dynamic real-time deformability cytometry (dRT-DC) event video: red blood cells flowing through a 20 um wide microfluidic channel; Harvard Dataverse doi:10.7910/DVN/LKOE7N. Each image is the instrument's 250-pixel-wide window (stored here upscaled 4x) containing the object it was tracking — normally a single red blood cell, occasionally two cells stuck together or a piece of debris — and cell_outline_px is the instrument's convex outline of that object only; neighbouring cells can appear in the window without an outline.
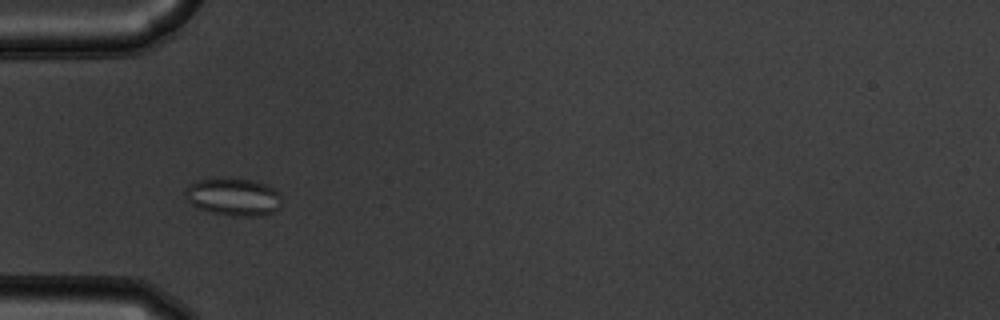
{"species": "common noctule bat (a hibernating species)", "species_latin": "Nyctalus noctula", "temperature_condition": "warm", "stored_images_in_passage": 38, "camera_frame_rate_fps": 3000, "um_per_image_px": 0.085, "animal": {"sex": "male", "body_mass_g": 19.5, "forearm_length_mm": 54.6}, "frame": {"image": 1, "passage_image": 1, "time_ms": 0.0, "image_size_px": [1000, 320], "cell_outline_px": [[280, 208], [272, 212], [256, 216], [232, 216], [212, 212], [200, 208], [192, 204], [184, 196], [184, 192], [188, 184], [196, 180], [216, 176], [256, 180], [268, 184], [280, 196]], "centroid_in_image_um": [19.8, 16.69], "position_along_channel_um": 65.2, "area_um2": 21.56}}
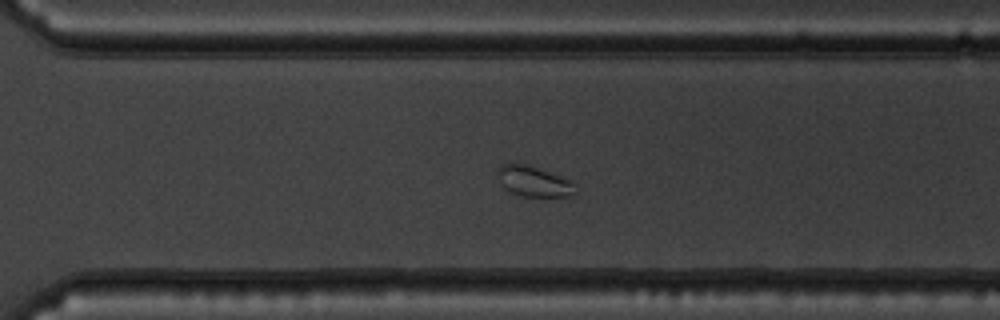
{"frame": {"image": 2, "passage_image": 22, "time_ms": 7.0, "image_size_px": [1000, 320], "cell_outline_px": [[576, 192], [572, 196], [520, 196], [504, 188], [496, 172], [496, 168], [500, 164], [516, 160], [520, 160], [532, 164], [572, 180]], "centroid_in_image_um": [45.32, 15.33], "position_along_channel_um": 325.3, "area_um2": 14.57}}
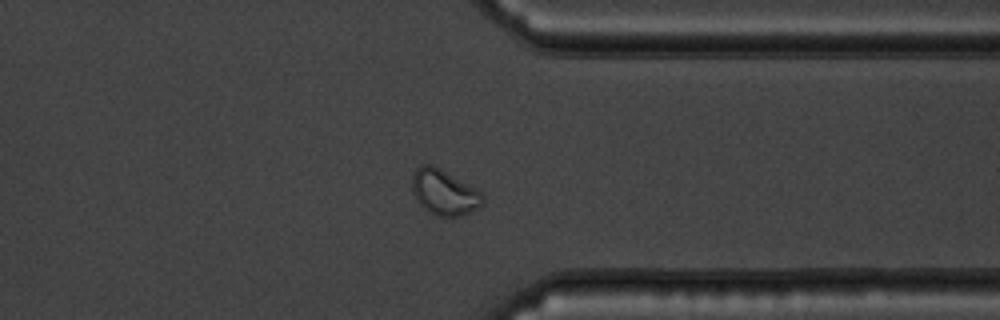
{"frame": {"image": 3, "passage_image": 26, "time_ms": 8.333, "image_size_px": [1000, 320], "cell_outline_px": [[484, 200], [480, 208], [460, 216], [436, 216], [428, 212], [420, 204], [412, 192], [412, 176], [416, 168], [420, 164], [432, 164], [440, 168], [476, 188], [484, 196]], "centroid_in_image_um": [37.75, 16.34], "position_along_channel_um": 373.6, "area_um2": 18.84}}